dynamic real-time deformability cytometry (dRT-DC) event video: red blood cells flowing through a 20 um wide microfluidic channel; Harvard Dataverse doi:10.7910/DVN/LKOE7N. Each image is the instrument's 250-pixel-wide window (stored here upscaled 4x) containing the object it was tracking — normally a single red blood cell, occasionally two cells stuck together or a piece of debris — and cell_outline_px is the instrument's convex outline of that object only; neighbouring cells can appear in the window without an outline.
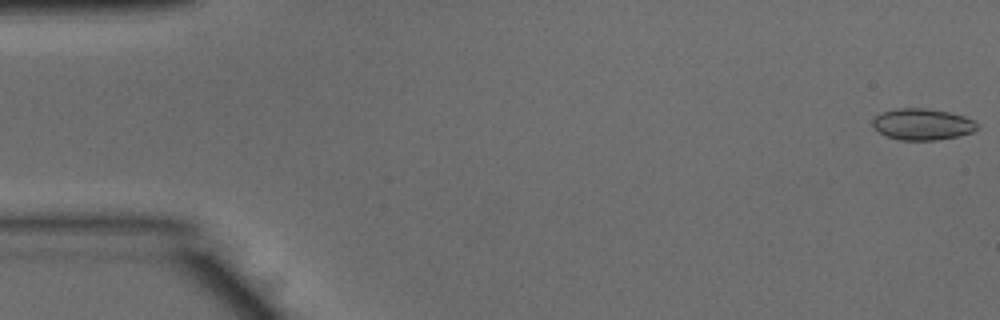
{"species": "common noctule bat (a hibernating species)", "species_latin": "Nyctalus noctula", "temperature_condition": "warm", "stored_images_in_passage": 32, "camera_frame_rate_fps": 3000, "um_per_image_px": 0.085, "animal": {"sex": "male", "body_mass_g": 15.6}, "frame": {"image": 1, "passage_image": 1, "time_ms": 0.0, "image_size_px": [1000, 320], "cell_outline_px": [[976, 128], [972, 132], [956, 136], [936, 140], [900, 140], [888, 136], [880, 132], [872, 124], [872, 120], [880, 112], [896, 108], [924, 108], [948, 112], [964, 116], [972, 120], [976, 124]], "centroid_in_image_um": [78.36, 10.55], "position_along_channel_um": 6.6, "area_um2": 18.84}}
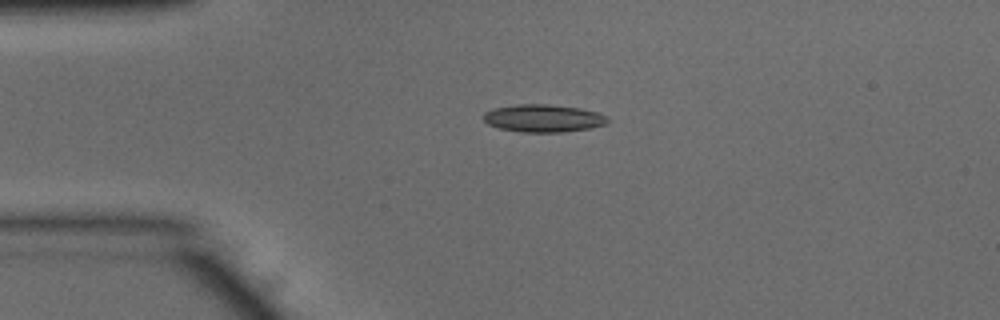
{"frame": {"image": 2, "passage_image": 12, "time_ms": 3.667, "image_size_px": [1000, 320], "cell_outline_px": [[608, 124], [588, 128], [564, 132], [520, 132], [500, 128], [488, 124], [484, 120], [484, 112], [492, 108], [516, 104], [548, 104], [580, 108], [596, 112], [608, 116]], "centroid_in_image_um": [46.18, 10.05], "position_along_channel_um": 38.8, "area_um2": 20.06}}
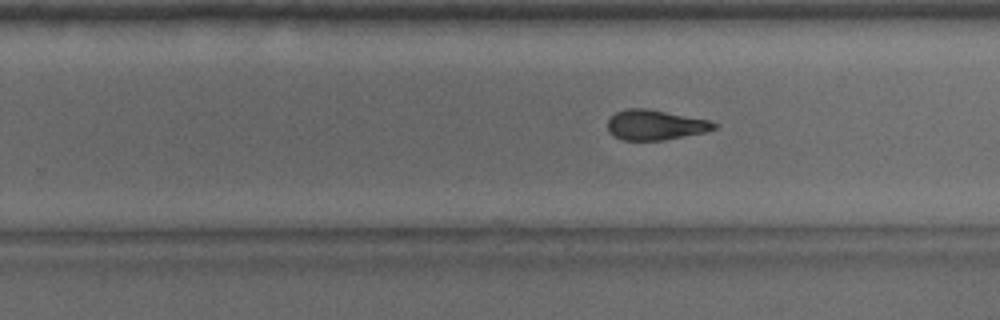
{"frame": {"image": 3, "passage_image": 32, "time_ms": 10.333, "image_size_px": [1000, 320], "cell_outline_px": [[716, 128], [704, 132], [664, 140], [624, 140], [612, 136], [608, 132], [608, 120], [616, 112], [628, 108], [648, 108], [708, 120], [716, 124]], "centroid_in_image_um": [55.65, 10.62], "position_along_channel_um": 274.2, "area_um2": 18.55}}